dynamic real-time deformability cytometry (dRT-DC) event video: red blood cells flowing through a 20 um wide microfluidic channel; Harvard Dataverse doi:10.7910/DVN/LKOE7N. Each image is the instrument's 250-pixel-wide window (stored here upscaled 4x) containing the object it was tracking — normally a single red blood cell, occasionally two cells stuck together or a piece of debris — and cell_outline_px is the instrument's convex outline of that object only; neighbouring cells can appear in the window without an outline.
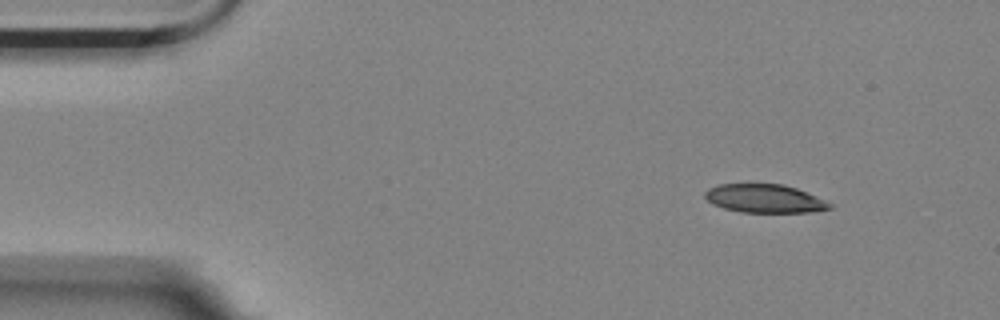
{"species": "Egyptian fruit bat (a non-hibernating species)", "species_latin": "Rousettus aegyptiacus", "temperature_condition": "room temperature", "stored_images_in_passage": 4, "camera_frame_rate_fps": 3000, "um_per_image_px": 0.085, "animal": {"sex": "female"}, "frame": {"image": 1, "passage_image": 1, "time_ms": 0.0, "image_size_px": [1000, 320], "cell_outline_px": [[832, 208], [812, 212], [740, 212], [724, 208], [712, 204], [704, 196], [704, 192], [708, 188], [716, 184], [752, 180], [784, 184], [796, 188], [824, 200], [832, 204]], "centroid_in_image_um": [64.9, 16.81], "position_along_channel_um": 20.1, "area_um2": 21.62}}
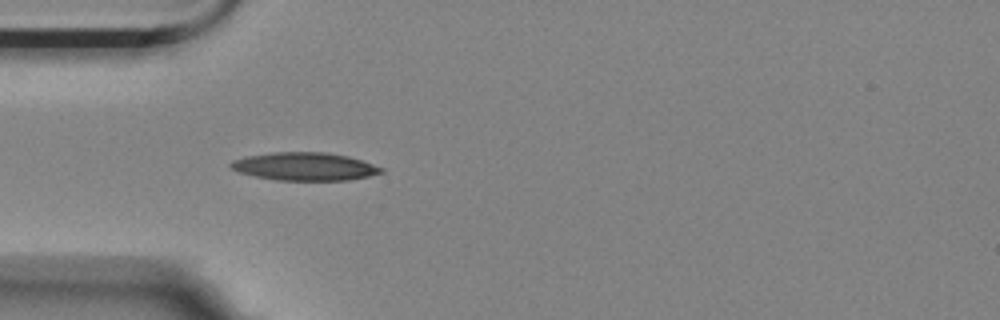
{"frame": {"image": 2, "passage_image": 4, "time_ms": 1.0, "image_size_px": [1000, 320], "cell_outline_px": [[384, 172], [368, 176], [348, 180], [276, 180], [256, 176], [240, 172], [232, 168], [228, 164], [232, 160], [244, 156], [272, 152], [324, 152], [348, 156], [384, 168]], "centroid_in_image_um": [25.88, 14.14], "position_along_channel_um": 59.1, "area_um2": 24.45}}